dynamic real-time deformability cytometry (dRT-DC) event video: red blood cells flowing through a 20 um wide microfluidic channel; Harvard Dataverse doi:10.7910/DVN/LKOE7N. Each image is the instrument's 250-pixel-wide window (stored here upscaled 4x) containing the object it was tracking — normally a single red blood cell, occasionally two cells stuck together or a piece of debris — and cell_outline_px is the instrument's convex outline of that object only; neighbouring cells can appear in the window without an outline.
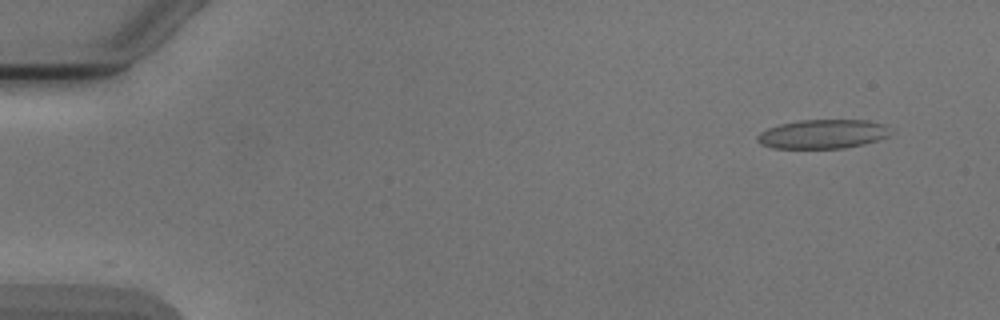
{"species": "Egyptian fruit bat (a non-hibernating species)", "species_latin": "Rousettus aegyptiacus", "temperature_condition": "cold", "stored_images_in_passage": 6, "camera_frame_rate_fps": 3000, "um_per_image_px": 0.085, "animal": {"sex": "male"}, "frame": {"image": 1, "passage_image": 2, "time_ms": 1.333, "image_size_px": [1000, 320], "cell_outline_px": [[888, 136], [864, 144], [844, 148], [776, 148], [760, 144], [756, 140], [756, 136], [760, 132], [768, 128], [780, 124], [800, 120], [864, 120], [880, 124]], "centroid_in_image_um": [69.8, 11.4], "position_along_channel_um": 15.2, "area_um2": 22.02}}
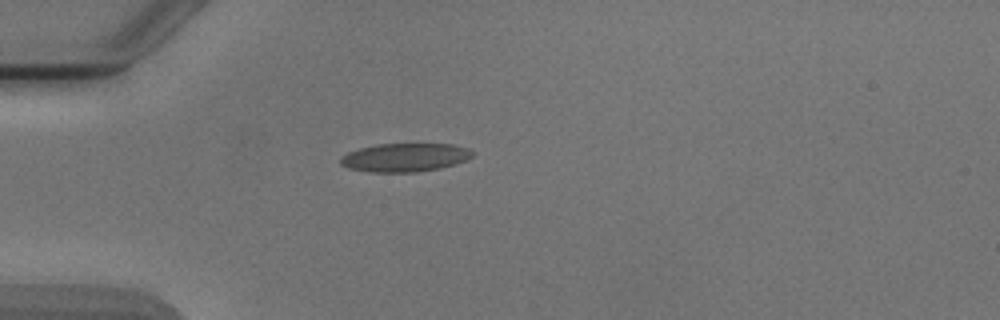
{"frame": {"image": 2, "passage_image": 5, "time_ms": 5.0, "image_size_px": [1000, 320], "cell_outline_px": [[476, 152], [472, 156], [464, 160], [440, 168], [416, 172], [372, 172], [348, 168], [340, 164], [340, 156], [348, 152], [360, 148], [376, 144], [452, 144], [468, 148]], "centroid_in_image_um": [34.39, 13.38], "position_along_channel_um": 50.6, "area_um2": 21.85}}